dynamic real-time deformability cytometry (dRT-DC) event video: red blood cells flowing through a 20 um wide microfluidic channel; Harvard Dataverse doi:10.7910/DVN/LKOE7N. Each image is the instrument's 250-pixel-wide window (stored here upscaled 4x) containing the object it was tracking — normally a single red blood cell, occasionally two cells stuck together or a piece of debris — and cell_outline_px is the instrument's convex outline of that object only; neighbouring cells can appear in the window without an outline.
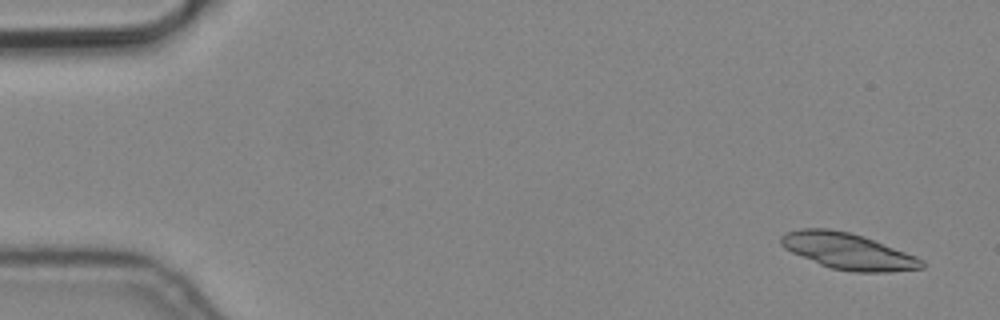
{"species": "common noctule bat (a hibernating species)", "species_latin": "Nyctalus noctula", "temperature_condition": "cold", "stored_images_in_passage": 3, "camera_frame_rate_fps": 3000, "um_per_image_px": 0.085, "animal": {"sex": "male", "body_mass_g": 19.2, "forearm_length_mm": 51.8}, "frame": {"image": 1, "passage_image": 3, "time_ms": 0.667, "image_size_px": [1000, 320], "cell_outline_px": [[924, 268], [892, 272], [852, 272], [832, 268], [820, 264], [792, 252], [784, 248], [780, 244], [780, 236], [784, 232], [800, 228], [828, 228], [848, 232], [864, 236], [916, 256], [924, 260]], "centroid_in_image_um": [72.07, 21.35], "position_along_channel_um": 12.9, "area_um2": 29.77}}